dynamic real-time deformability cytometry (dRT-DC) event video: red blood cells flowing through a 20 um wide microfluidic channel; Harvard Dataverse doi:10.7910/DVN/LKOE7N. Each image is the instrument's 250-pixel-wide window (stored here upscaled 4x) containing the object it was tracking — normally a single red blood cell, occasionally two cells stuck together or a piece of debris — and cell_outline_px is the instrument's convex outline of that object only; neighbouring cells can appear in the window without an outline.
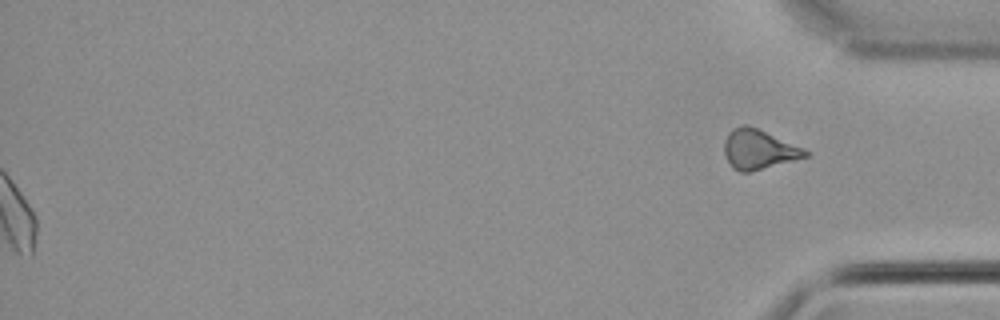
{"species": "common noctule bat (a hibernating species)", "species_latin": "Nyctalus noctula", "temperature_condition": "cold", "stored_images_in_passage": 57, "segment_of_instrument_passage": [2, 2], "camera_frame_rate_fps": 3000, "um_per_image_px": 0.085, "animal": {"sex": "male", "body_mass_g": 21.5, "forearm_length_mm": 52.0}, "frame": {"image": 1, "passage_image": 57, "time_ms": 18.667, "image_size_px": [1000, 320], "cell_outline_px": [[812, 152], [808, 156], [748, 172], [740, 172], [732, 168], [724, 156], [724, 140], [728, 132], [732, 128], [744, 124], [748, 124], [804, 148]], "centroid_in_image_um": [64.46, 12.68], "position_along_channel_um": 370.7, "area_um2": 18.79}}